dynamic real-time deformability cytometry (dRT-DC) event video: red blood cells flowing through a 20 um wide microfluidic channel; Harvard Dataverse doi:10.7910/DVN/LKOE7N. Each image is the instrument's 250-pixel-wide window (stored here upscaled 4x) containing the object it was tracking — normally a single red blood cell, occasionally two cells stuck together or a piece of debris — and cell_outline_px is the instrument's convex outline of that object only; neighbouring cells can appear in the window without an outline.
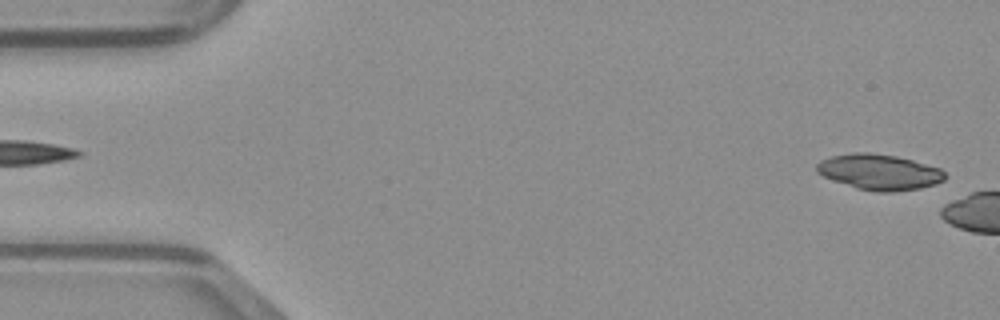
{"species": "common noctule bat (a hibernating species)", "species_latin": "Nyctalus noctula", "temperature_condition": "warm", "stored_images_in_passage": 6, "camera_frame_rate_fps": 3000, "um_per_image_px": 0.085, "animal": {"sex": "male", "body_mass_g": 23.1, "forearm_length_mm": 52.7}, "frame": {"image": 1, "passage_image": 1, "time_ms": 0.0, "image_size_px": [1000, 320], "cell_outline_px": [[948, 176], [944, 180], [936, 184], [920, 188], [896, 192], [876, 192], [856, 188], [832, 180], [816, 172], [816, 164], [820, 160], [832, 156], [852, 152], [872, 152], [896, 156], [912, 160], [940, 168]], "centroid_in_image_um": [74.74, 14.62], "position_along_channel_um": 10.3, "area_um2": 26.88}}